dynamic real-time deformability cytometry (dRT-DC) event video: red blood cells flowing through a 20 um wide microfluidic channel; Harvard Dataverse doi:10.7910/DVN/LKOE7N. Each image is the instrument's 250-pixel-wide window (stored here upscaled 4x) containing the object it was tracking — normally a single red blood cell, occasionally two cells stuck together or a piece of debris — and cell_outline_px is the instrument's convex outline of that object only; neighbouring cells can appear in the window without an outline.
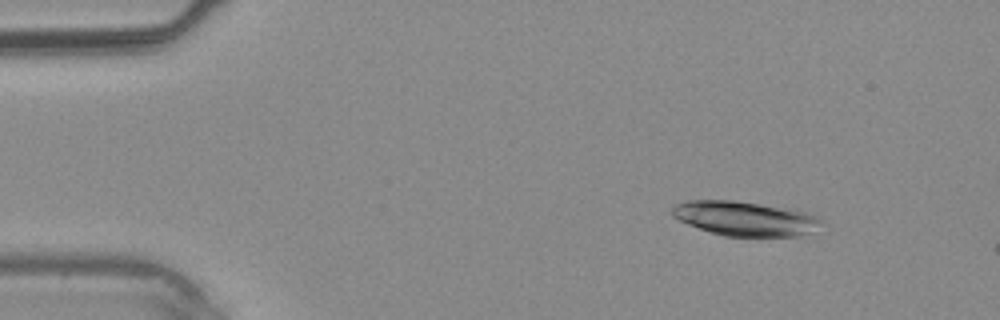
{"species": "common noctule bat (a hibernating species)", "species_latin": "Nyctalus noctula", "temperature_condition": "warm", "stored_images_in_passage": 10, "camera_frame_rate_fps": 3000, "um_per_image_px": 0.085, "animal": {"sex": "male", "body_mass_g": 20.4}, "frame": {"image": 1, "passage_image": 5, "time_ms": 1.333, "image_size_px": [1000, 320], "cell_outline_px": [[820, 224], [812, 232], [800, 236], [724, 236], [688, 224], [672, 216], [672, 208], [676, 204], [688, 200], [732, 200], [796, 208], [808, 212], [816, 216], [820, 220]], "centroid_in_image_um": [63.36, 18.56], "position_along_channel_um": 21.6, "area_um2": 30.06}}